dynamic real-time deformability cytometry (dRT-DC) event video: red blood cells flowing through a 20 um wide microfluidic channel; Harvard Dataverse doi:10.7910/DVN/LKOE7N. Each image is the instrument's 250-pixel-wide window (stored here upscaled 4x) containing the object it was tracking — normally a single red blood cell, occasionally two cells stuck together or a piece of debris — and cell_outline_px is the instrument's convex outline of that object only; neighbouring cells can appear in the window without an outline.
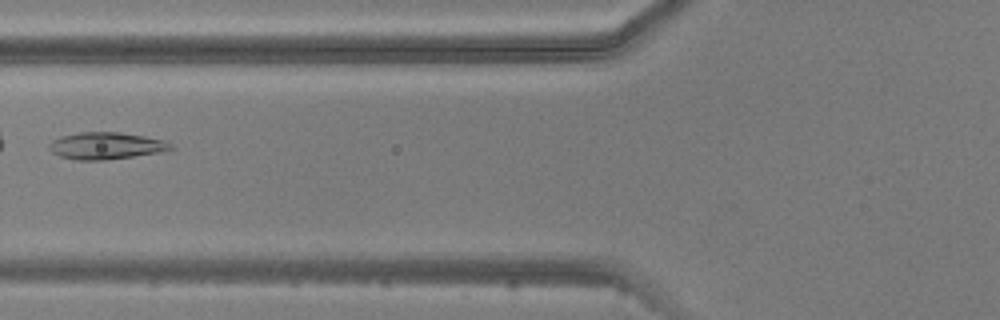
{"species": "common noctule bat (a hibernating species)", "species_latin": "Nyctalus noctula", "temperature_condition": "warm", "stored_images_in_passage": 2, "camera_frame_rate_fps": 3000, "um_per_image_px": 0.085, "animal": {"sex": "male", "body_mass_g": 20.5, "forearm_length_mm": 52.5}, "frame": {"image": 1, "passage_image": 2, "time_ms": 1.333, "image_size_px": [1000, 320], "cell_outline_px": [[176, 148], [160, 152], [108, 160], [76, 160], [60, 156], [52, 152], [48, 148], [48, 144], [52, 140], [60, 136], [80, 132], [120, 132], [144, 136], [164, 140], [172, 144]], "centroid_in_image_um": [9.01, 12.39], "position_along_channel_um": 116.8, "area_um2": 19.25}}